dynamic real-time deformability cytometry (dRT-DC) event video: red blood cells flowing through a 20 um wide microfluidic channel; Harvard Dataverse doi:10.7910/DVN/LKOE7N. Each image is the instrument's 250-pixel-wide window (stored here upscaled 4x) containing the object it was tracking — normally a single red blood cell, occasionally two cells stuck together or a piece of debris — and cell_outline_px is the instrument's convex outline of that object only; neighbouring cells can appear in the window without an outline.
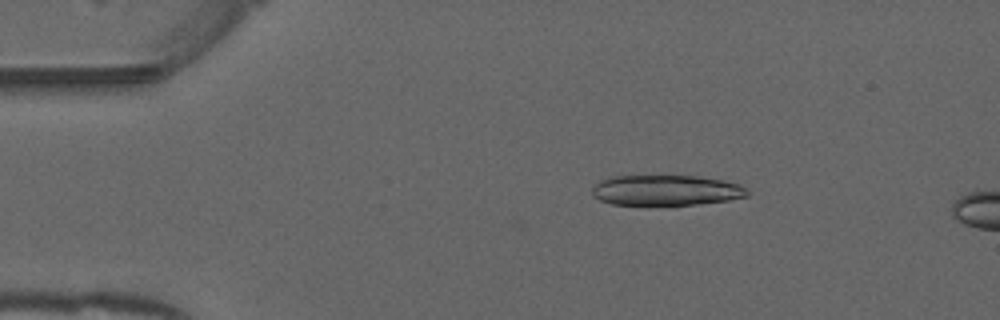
{"species": "common noctule bat (a hibernating species)", "species_latin": "Nyctalus noctula", "temperature_condition": "warm", "stored_images_in_passage": 15, "camera_frame_rate_fps": 3000, "um_per_image_px": 0.085, "animal": {"sex": "male", "forearm_length_mm": 52.5}, "frame": {"image": 1, "passage_image": 9, "time_ms": 2.667, "image_size_px": [1000, 320], "cell_outline_px": [[748, 196], [728, 200], [696, 204], [612, 204], [600, 200], [592, 196], [592, 188], [600, 180], [608, 176], [700, 176], [724, 180], [740, 184], [748, 192]], "centroid_in_image_um": [56.6, 16.16], "position_along_channel_um": 28.4, "area_um2": 27.4}}